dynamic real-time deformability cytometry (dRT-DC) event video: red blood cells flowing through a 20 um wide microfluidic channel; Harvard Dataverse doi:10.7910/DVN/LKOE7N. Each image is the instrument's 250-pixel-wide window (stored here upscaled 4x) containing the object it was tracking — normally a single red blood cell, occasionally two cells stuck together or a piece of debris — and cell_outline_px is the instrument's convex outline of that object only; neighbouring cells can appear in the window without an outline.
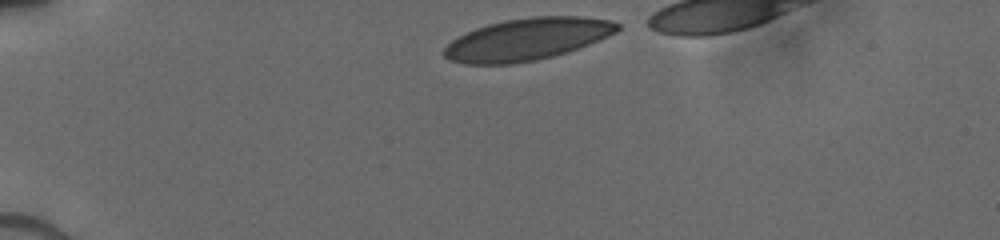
{"species": "human", "species_latin": "Homo sapiens", "temperature_condition": "cold", "stored_images_in_passage": 9, "camera_frame_rate_fps": 3000, "um_per_image_px": 0.085, "donor": {"sex": "male"}, "frame": {"image": 1, "passage_image": 1, "time_ms": 0.0, "image_size_px": [1000, 240], "cell_outline_px": [[620, 28], [616, 32], [608, 36], [588, 44], [552, 56], [536, 60], [512, 64], [464, 64], [448, 60], [440, 52], [452, 40], [476, 28], [488, 24], [504, 20], [532, 16], [580, 16], [612, 20], [620, 24]], "centroid_in_image_um": [44.78, 3.33], "position_along_channel_um": 40.2, "area_um2": 42.37}}